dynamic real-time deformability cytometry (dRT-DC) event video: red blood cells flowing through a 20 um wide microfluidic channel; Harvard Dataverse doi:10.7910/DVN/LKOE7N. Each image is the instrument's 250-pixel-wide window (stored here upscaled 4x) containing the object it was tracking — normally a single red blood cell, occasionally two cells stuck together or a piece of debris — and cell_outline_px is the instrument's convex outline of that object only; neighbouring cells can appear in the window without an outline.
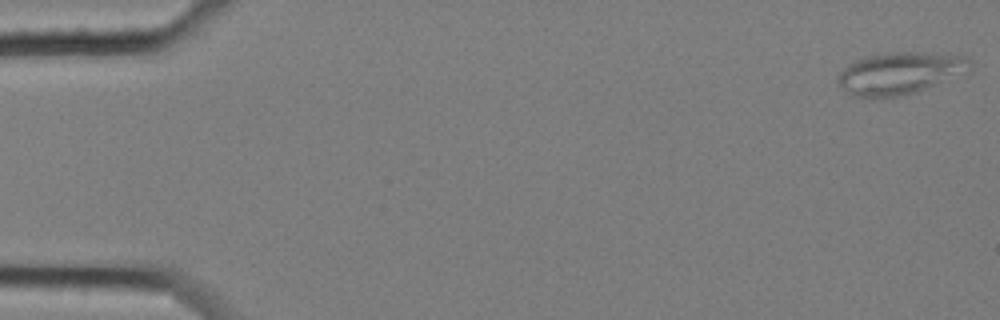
{"species": "common noctule bat (a hibernating species)", "species_latin": "Nyctalus noctula", "temperature_condition": "cold", "stored_images_in_passage": 58, "camera_frame_rate_fps": 3000, "um_per_image_px": 0.085, "animal": {"sex": "female", "body_mass_g": 25.1}, "frame": {"image": 1, "passage_image": 1, "time_ms": 0.0, "image_size_px": [1000, 320], "cell_outline_px": [[968, 60], [932, 84], [916, 92], [896, 96], [852, 96], [836, 80], [836, 76], [848, 64], [864, 56], [884, 52], [948, 52], [968, 56]], "centroid_in_image_um": [76.24, 6.16], "position_along_channel_um": 8.8, "area_um2": 30.52}}
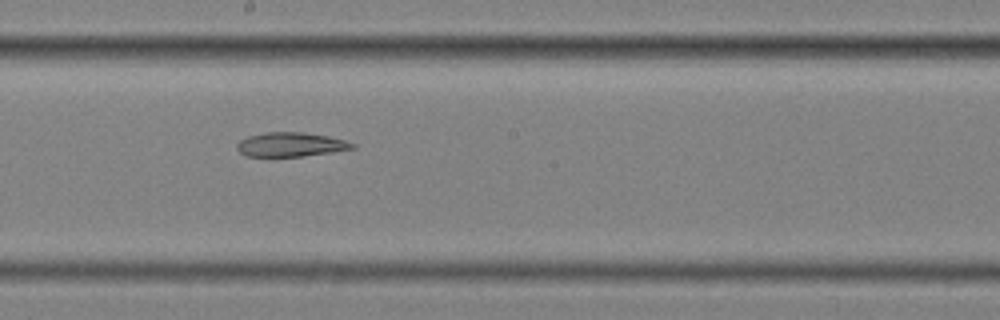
{"frame": {"image": 2, "passage_image": 32, "time_ms": 10.333, "image_size_px": [1000, 320], "cell_outline_px": [[356, 148], [332, 152], [304, 156], [244, 156], [236, 148], [236, 144], [240, 140], [248, 136], [264, 132], [304, 132], [328, 136], [344, 140], [356, 144]], "centroid_in_image_um": [24.7, 12.28], "position_along_channel_um": 223.5, "area_um2": 16.36}}
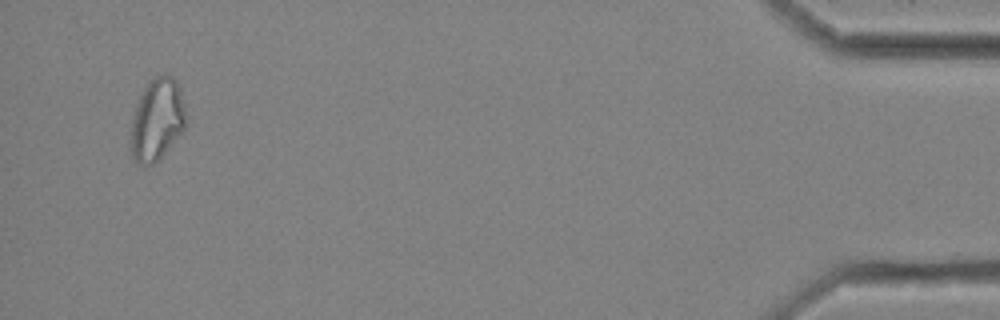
{"frame": {"image": 3, "passage_image": 56, "time_ms": 18.333, "image_size_px": [1000, 320], "cell_outline_px": [[184, 128], [164, 152], [152, 164], [144, 168], [132, 156], [128, 148], [132, 120], [136, 104], [148, 80], [156, 76], [168, 72], [176, 80], [180, 88], [184, 104]], "centroid_in_image_um": [13.3, 10.14], "position_along_channel_um": 421.9, "area_um2": 26.36}}